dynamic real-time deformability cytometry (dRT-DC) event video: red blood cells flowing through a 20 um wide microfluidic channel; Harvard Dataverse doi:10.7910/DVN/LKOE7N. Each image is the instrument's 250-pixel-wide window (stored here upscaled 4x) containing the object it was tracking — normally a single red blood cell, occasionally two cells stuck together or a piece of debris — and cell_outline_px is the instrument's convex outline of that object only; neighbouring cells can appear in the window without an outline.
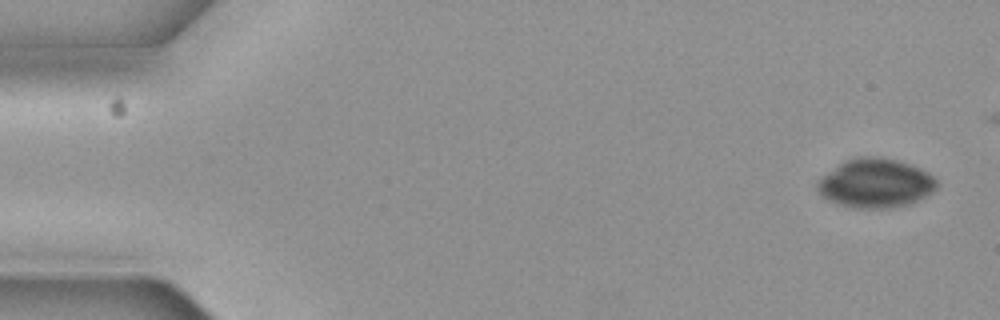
{"species": "common noctule bat (a hibernating species)", "species_latin": "Nyctalus noctula", "temperature_condition": "cold", "stored_images_in_passage": 6, "camera_frame_rate_fps": 3000, "um_per_image_px": 0.085, "animal": {"sex": "female", "body_mass_g": 19.3, "forearm_length_mm": 54.1}, "frame": {"image": 1, "passage_image": 1, "time_ms": 0.0, "image_size_px": [1000, 320], "cell_outline_px": [[940, 184], [928, 196], [912, 204], [896, 208], [852, 208], [836, 204], [828, 200], [820, 192], [816, 184], [824, 176], [844, 160], [856, 156], [880, 156], [900, 160], [912, 164], [928, 172]], "centroid_in_image_um": [74.49, 15.58], "position_along_channel_um": 10.5, "area_um2": 34.62}}